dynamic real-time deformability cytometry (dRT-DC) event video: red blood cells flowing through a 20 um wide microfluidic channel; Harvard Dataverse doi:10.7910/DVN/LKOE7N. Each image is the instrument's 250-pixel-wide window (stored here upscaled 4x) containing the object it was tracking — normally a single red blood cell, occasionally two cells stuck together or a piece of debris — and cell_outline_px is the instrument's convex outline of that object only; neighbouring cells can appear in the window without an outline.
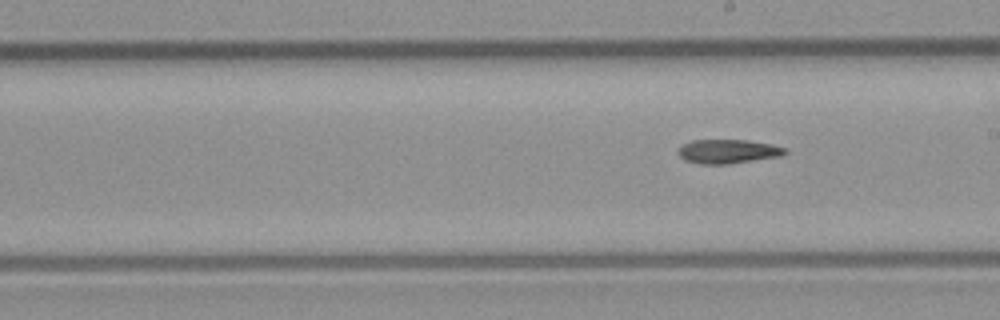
{"species": "common noctule bat (a hibernating species)", "species_latin": "Nyctalus noctula", "temperature_condition": "room temperature", "stored_images_in_passage": 8, "segment_of_instrument_passage": [2, 2], "camera_frame_rate_fps": 3000, "um_per_image_px": 0.085, "animal": {"sex": "male", "body_mass_g": 23.1, "forearm_length_mm": 52.7}, "frame": {"image": 1, "passage_image": 8, "time_ms": 9.0, "image_size_px": [1000, 320], "cell_outline_px": [[788, 152], [780, 156], [728, 164], [704, 164], [684, 160], [676, 152], [680, 144], [692, 140], [748, 140], [788, 148]], "centroid_in_image_um": [61.83, 12.86], "position_along_channel_um": 227.2, "area_um2": 15.03}}